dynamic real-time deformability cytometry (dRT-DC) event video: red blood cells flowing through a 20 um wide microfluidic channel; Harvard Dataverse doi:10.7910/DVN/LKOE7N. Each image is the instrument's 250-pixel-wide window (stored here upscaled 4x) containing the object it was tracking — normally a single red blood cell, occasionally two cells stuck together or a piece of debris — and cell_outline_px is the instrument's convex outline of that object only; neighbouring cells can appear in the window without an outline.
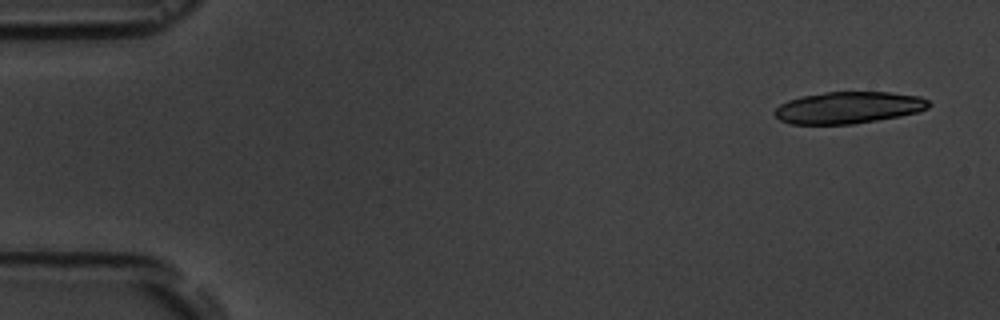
{"species": "common noctule bat (a hibernating species)", "species_latin": "Nyctalus noctula", "temperature_condition": "room temperature", "stored_images_in_passage": 6, "camera_frame_rate_fps": 3000, "um_per_image_px": 0.085, "animal": {"sex": "male", "body_mass_g": 19.5, "forearm_length_mm": 54.6}, "frame": {"image": 1, "passage_image": 1, "time_ms": 0.0, "image_size_px": [1000, 320], "cell_outline_px": [[932, 104], [928, 108], [916, 112], [900, 116], [856, 124], [788, 124], [780, 120], [772, 112], [780, 104], [788, 100], [800, 96], [824, 92], [888, 92], [920, 96], [928, 100]], "centroid_in_image_um": [72.1, 9.15], "position_along_channel_um": 12.9, "area_um2": 28.78}}
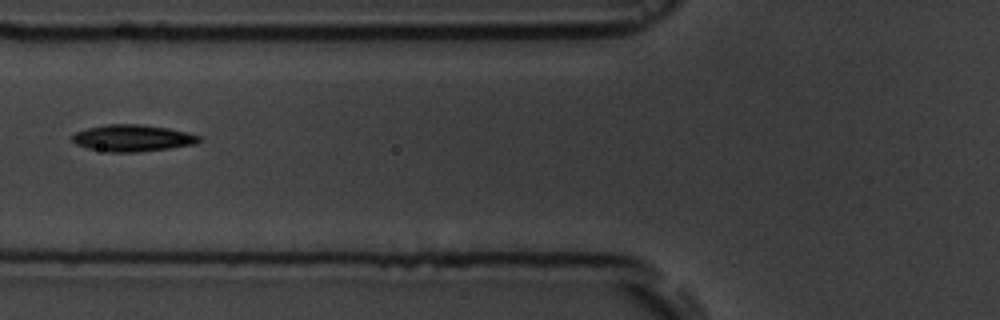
{"frame": {"image": 2, "passage_image": 5, "time_ms": 6.333, "image_size_px": [1000, 320], "cell_outline_px": [[204, 140], [196, 144], [140, 152], [108, 152], [88, 148], [76, 144], [72, 140], [72, 136], [76, 132], [88, 128], [104, 124], [140, 124], [168, 128], [188, 132], [200, 136]], "centroid_in_image_um": [11.3, 11.73], "position_along_channel_um": 114.5, "area_um2": 19.83}}
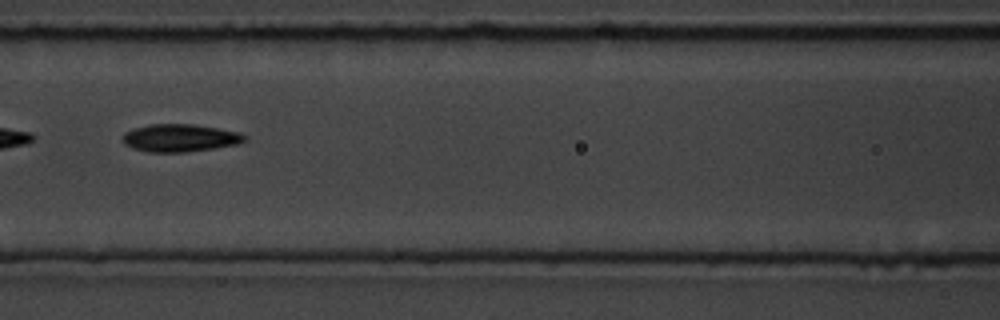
{"frame": {"image": 3, "passage_image": 6, "time_ms": 7.333, "image_size_px": [1000, 320], "cell_outline_px": [[248, 140], [236, 144], [212, 148], [184, 152], [148, 152], [132, 148], [124, 144], [124, 132], [132, 128], [148, 124], [192, 124], [240, 132], [248, 136]], "centroid_in_image_um": [15.29, 11.72], "position_along_channel_um": 151.3, "area_um2": 19.65}}